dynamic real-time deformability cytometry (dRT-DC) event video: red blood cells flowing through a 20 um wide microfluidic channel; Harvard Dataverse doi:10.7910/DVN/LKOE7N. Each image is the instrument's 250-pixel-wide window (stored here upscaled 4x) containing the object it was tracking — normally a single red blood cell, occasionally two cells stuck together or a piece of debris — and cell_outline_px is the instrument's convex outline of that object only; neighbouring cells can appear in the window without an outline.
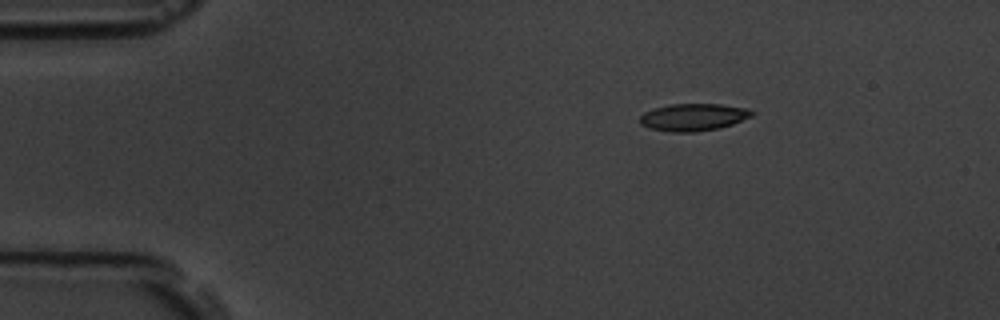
{"species": "common noctule bat (a hibernating species)", "species_latin": "Nyctalus noctula", "temperature_condition": "room temperature", "stored_images_in_passage": 13, "camera_frame_rate_fps": 3000, "um_per_image_px": 0.085, "animal": {"sex": "male", "body_mass_g": 19.5, "forearm_length_mm": 54.6}, "frame": {"image": 1, "passage_image": 1, "time_ms": 0.0, "image_size_px": [1000, 320], "cell_outline_px": [[756, 112], [752, 116], [732, 124], [720, 128], [696, 132], [672, 132], [652, 128], [640, 124], [640, 116], [644, 112], [668, 104], [720, 104], [748, 108]], "centroid_in_image_um": [58.97, 9.95], "position_along_channel_um": 26.0, "area_um2": 17.8}}
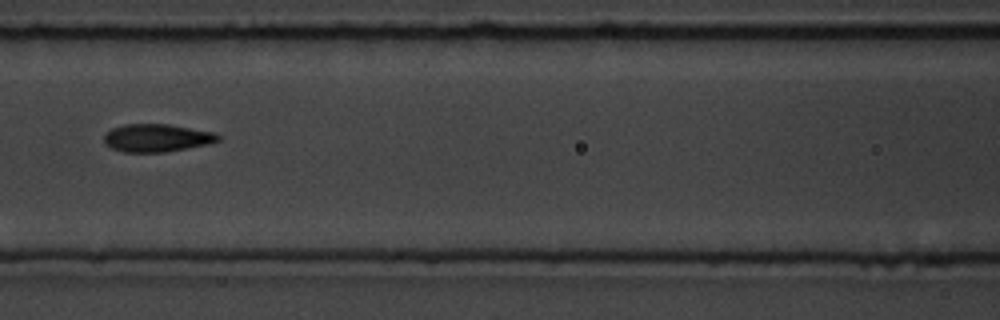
{"frame": {"image": 2, "passage_image": 10, "time_ms": 5.333, "image_size_px": [1000, 320], "cell_outline_px": [[220, 140], [208, 144], [164, 152], [124, 152], [112, 148], [104, 144], [104, 136], [112, 128], [124, 124], [168, 124], [212, 132], [220, 136]], "centroid_in_image_um": [13.3, 11.72], "position_along_channel_um": 153.3, "area_um2": 18.32}}
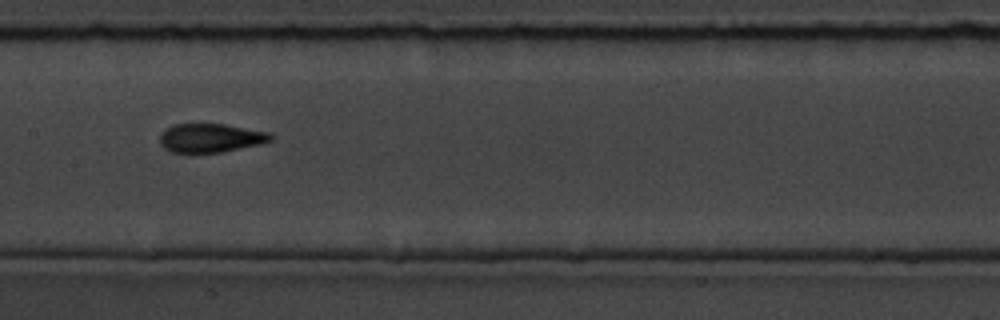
{"frame": {"image": 3, "passage_image": 11, "time_ms": 6.333, "image_size_px": [1000, 320], "cell_outline_px": [[272, 140], [260, 144], [220, 152], [172, 152], [164, 148], [160, 144], [160, 136], [164, 128], [172, 124], [224, 124], [268, 132], [272, 136]], "centroid_in_image_um": [17.86, 11.71], "position_along_channel_um": 189.5, "area_um2": 18.44}}